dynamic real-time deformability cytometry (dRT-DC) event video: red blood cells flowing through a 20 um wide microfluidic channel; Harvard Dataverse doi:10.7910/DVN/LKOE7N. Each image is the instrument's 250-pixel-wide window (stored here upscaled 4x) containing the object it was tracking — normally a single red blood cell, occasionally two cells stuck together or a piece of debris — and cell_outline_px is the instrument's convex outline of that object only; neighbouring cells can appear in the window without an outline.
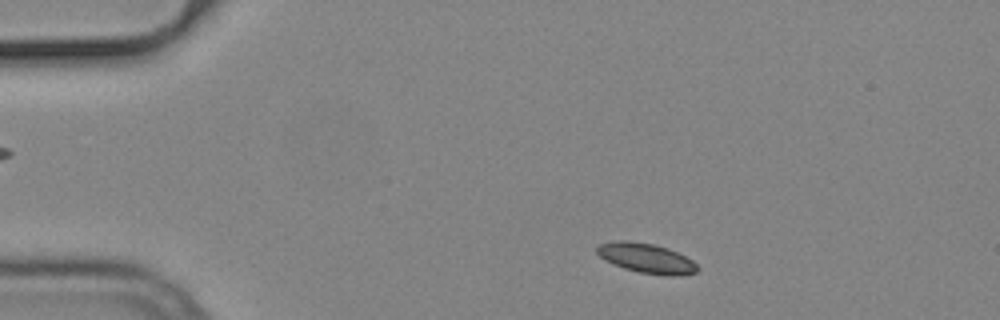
{"species": "common noctule bat (a hibernating species)", "species_latin": "Nyctalus noctula", "temperature_condition": "cold", "stored_images_in_passage": 50, "camera_frame_rate_fps": 3000, "um_per_image_px": 0.085, "animal": {"sex": "male", "body_mass_g": 19.2, "forearm_length_mm": 51.8}, "frame": {"image": 1, "passage_image": 5, "time_ms": 1.333, "image_size_px": [1000, 320], "cell_outline_px": [[700, 268], [696, 272], [676, 276], [668, 276], [640, 272], [624, 268], [604, 260], [596, 252], [596, 248], [600, 244], [620, 240], [628, 240], [652, 244], [668, 248], [692, 260]], "centroid_in_image_um": [54.94, 21.95], "position_along_channel_um": 30.1, "area_um2": 17.28}}
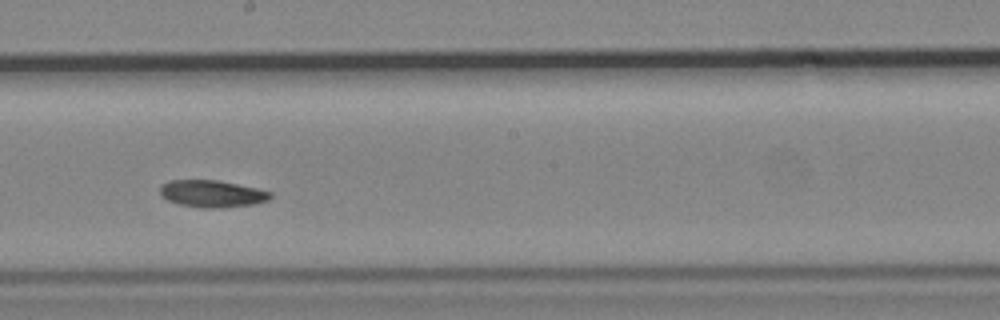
{"frame": {"image": 2, "passage_image": 26, "time_ms": 8.333, "image_size_px": [1000, 320], "cell_outline_px": [[272, 196], [268, 200], [256, 204], [220, 208], [204, 208], [180, 204], [168, 200], [160, 196], [160, 188], [168, 180], [216, 180], [256, 188], [272, 192]], "centroid_in_image_um": [18.03, 16.47], "position_along_channel_um": 230.2, "area_um2": 17.34}}
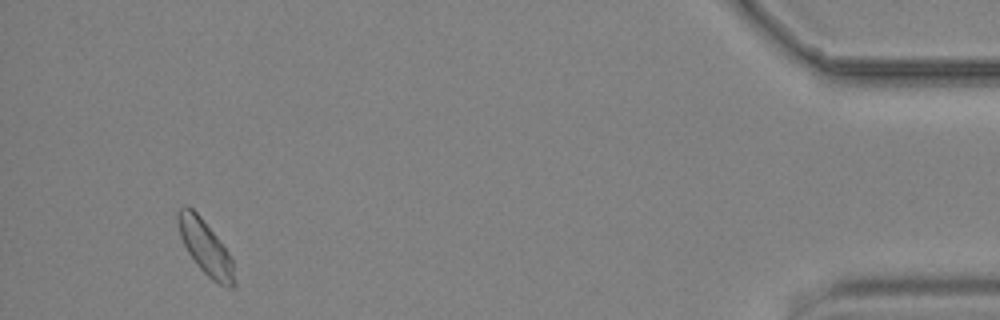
{"frame": {"image": 3, "passage_image": 47, "time_ms": 15.333, "image_size_px": [1000, 320], "cell_outline_px": [[232, 288], [224, 288], [212, 280], [196, 264], [188, 252], [180, 236], [176, 220], [176, 212], [184, 204], [188, 204], [200, 216], [232, 256]], "centroid_in_image_um": [17.4, 20.97], "position_along_channel_um": 417.8, "area_um2": 17.63}, "authors_computed_cell_mechanics": {"area_um2": 17.3689, "velocity_mm_per_s": 3.7143, "shape_relaxation_time_tau1_ms": 6.879, "shape_relaxation_time_tau2_ms": null, "deformation_change_tau1": 0.1186, "deformation_change_tau2": null}}